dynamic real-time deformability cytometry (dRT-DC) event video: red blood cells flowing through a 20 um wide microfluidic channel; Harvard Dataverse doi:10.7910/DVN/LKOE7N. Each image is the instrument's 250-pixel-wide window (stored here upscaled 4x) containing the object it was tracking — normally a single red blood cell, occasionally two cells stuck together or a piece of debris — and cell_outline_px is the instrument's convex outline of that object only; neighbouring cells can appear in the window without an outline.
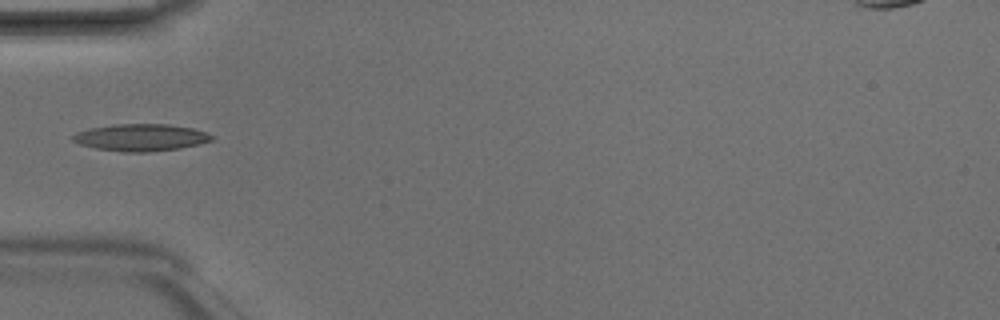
{"species": "Egyptian fruit bat (a non-hibernating species)", "species_latin": "Rousettus aegyptiacus", "temperature_condition": "room temperature", "stored_images_in_passage": 1, "camera_frame_rate_fps": 3000, "um_per_image_px": 0.085, "animal": {"sex": "male"}, "frame": {"image": 1, "passage_image": 1, "time_ms": 0.0, "image_size_px": [1000, 320], "cell_outline_px": [[216, 136], [212, 140], [200, 144], [180, 148], [148, 152], [124, 152], [96, 148], [80, 144], [72, 140], [72, 136], [76, 132], [88, 128], [116, 124], [168, 124], [192, 128], [208, 132]], "centroid_in_image_um": [12.0, 11.68], "position_along_channel_um": 73.0, "area_um2": 22.02}}